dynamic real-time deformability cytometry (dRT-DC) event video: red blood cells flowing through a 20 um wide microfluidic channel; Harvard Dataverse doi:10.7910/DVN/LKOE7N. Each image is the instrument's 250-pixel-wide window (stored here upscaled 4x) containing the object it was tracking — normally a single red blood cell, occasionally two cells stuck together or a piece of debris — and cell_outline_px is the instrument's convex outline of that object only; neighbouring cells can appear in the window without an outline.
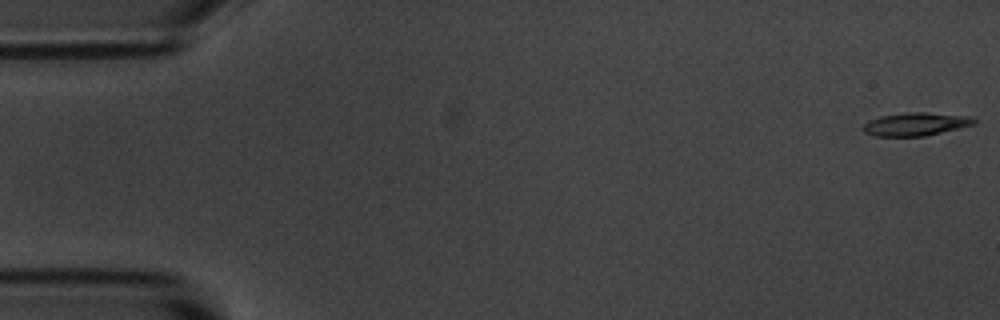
{"species": "common noctule bat (a hibernating species)", "species_latin": "Nyctalus noctula", "temperature_condition": "room temperature", "stored_images_in_passage": 8, "camera_frame_rate_fps": 3000, "um_per_image_px": 0.085, "animal": {"sex": "male", "body_mass_g": 20.1, "forearm_length_mm": 53.5}, "frame": {"image": 1, "passage_image": 1, "time_ms": 0.0, "image_size_px": [1000, 320], "cell_outline_px": [[976, 124], [924, 136], [876, 136], [864, 132], [864, 124], [868, 120], [880, 116], [904, 112], [928, 112], [968, 116], [976, 120]], "centroid_in_image_um": [77.83, 10.54], "position_along_channel_um": 7.2, "area_um2": 14.91}}